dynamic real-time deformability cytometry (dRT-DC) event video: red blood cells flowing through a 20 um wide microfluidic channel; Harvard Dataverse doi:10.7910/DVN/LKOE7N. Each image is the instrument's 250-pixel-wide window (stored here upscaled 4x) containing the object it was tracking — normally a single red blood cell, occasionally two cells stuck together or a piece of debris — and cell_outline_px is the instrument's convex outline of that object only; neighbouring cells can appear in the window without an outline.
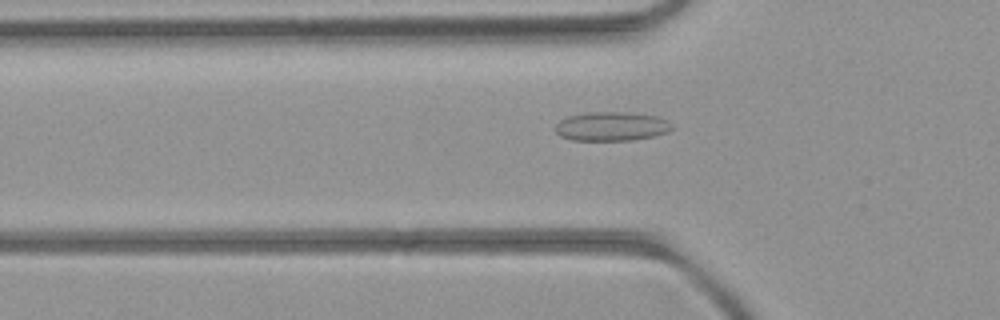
{"species": "common noctule bat (a hibernating species)", "species_latin": "Nyctalus noctula", "temperature_condition": "room temperature", "stored_images_in_passage": 48, "camera_frame_rate_fps": 3000, "um_per_image_px": 0.085, "animal": {"sex": "female", "body_mass_g": 21.9}, "frame": {"image": 1, "passage_image": 13, "time_ms": 4.0, "image_size_px": [1000, 320], "cell_outline_px": [[672, 128], [668, 132], [652, 136], [632, 140], [572, 140], [560, 136], [556, 132], [556, 124], [560, 120], [568, 116], [588, 112], [628, 112], [656, 116], [668, 120], [672, 124]], "centroid_in_image_um": [51.98, 10.73], "position_along_channel_um": 73.8, "area_um2": 19.71}}
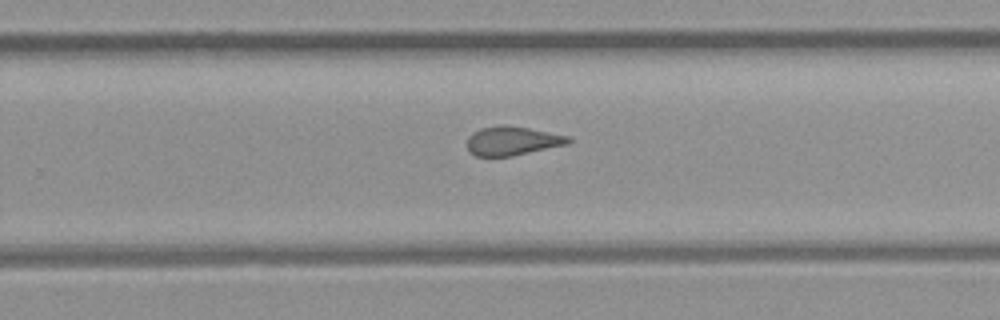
{"frame": {"image": 2, "passage_image": 29, "time_ms": 9.333, "image_size_px": [1000, 320], "cell_outline_px": [[572, 140], [568, 144], [512, 156], [476, 156], [468, 152], [468, 136], [472, 132], [480, 128], [500, 124], [508, 124], [568, 136]], "centroid_in_image_um": [43.51, 11.96], "position_along_channel_um": 286.3, "area_um2": 17.17}}
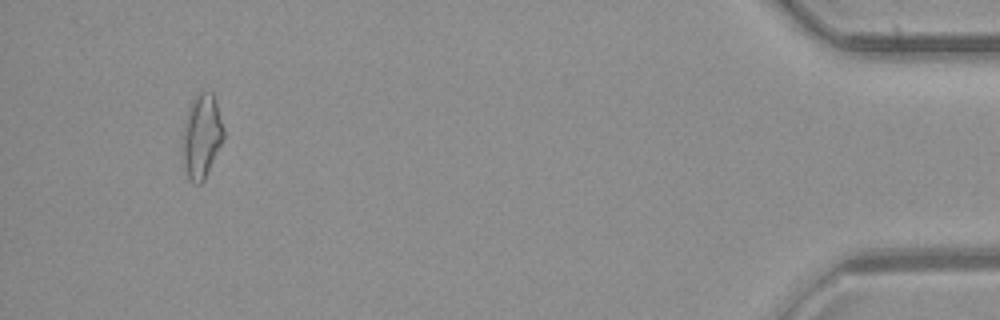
{"frame": {"image": 3, "passage_image": 45, "time_ms": 14.667, "image_size_px": [1000, 320], "cell_outline_px": [[224, 136], [204, 180], [200, 184], [192, 184], [188, 180], [184, 168], [184, 128], [188, 108], [196, 92], [200, 88], [204, 88], [212, 92], [216, 100], [224, 128]], "centroid_in_image_um": [17.15, 11.51], "position_along_channel_um": 418.0, "area_um2": 20.11}, "authors_computed_cell_mechanics": {"area_um2": 18.0914, "velocity_mm_per_s": 3.9681, "shape_relaxation_time_tau1_ms": null, "shape_relaxation_time_tau2_ms": 1.7979, "deformation_change_tau1": null, "deformation_change_tau2": 0.095}}